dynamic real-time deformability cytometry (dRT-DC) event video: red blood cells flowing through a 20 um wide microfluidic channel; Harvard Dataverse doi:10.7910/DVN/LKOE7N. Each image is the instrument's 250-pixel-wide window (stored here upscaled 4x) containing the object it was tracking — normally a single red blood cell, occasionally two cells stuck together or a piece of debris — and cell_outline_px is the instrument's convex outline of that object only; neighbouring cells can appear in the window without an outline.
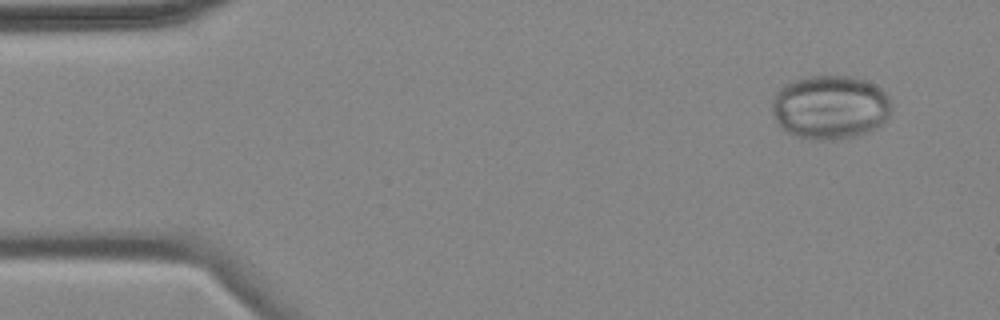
{"species": "common noctule bat (a hibernating species)", "species_latin": "Nyctalus noctula", "temperature_condition": "cold", "stored_images_in_passage": 4, "camera_frame_rate_fps": 3000, "um_per_image_px": 0.085, "animal": {"sex": "female", "body_mass_g": 18.4}, "frame": {"image": 1, "passage_image": 1, "time_ms": 0.0, "image_size_px": [1000, 320], "cell_outline_px": [[892, 108], [884, 124], [876, 128], [856, 136], [832, 140], [820, 140], [796, 136], [780, 128], [772, 112], [772, 100], [776, 92], [784, 84], [808, 76], [852, 76], [864, 80], [880, 88], [888, 96]], "centroid_in_image_um": [70.56, 9.12], "position_along_channel_um": 14.4, "area_um2": 44.62}}